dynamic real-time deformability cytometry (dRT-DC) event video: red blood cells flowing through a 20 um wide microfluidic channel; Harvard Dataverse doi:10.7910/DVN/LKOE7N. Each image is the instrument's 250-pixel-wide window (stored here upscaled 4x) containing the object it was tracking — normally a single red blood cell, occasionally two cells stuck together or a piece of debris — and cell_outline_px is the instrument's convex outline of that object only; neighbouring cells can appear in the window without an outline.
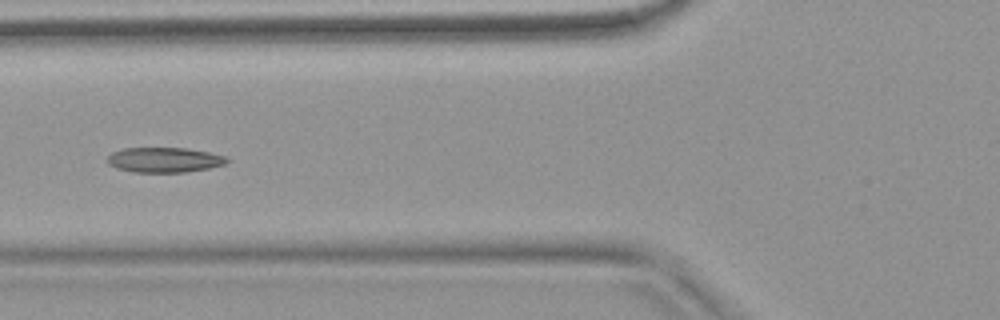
{"species": "common noctule bat (a hibernating species)", "species_latin": "Nyctalus noctula", "temperature_condition": "warm", "stored_images_in_passage": 53, "camera_frame_rate_fps": 3000, "um_per_image_px": 0.085, "animal": {"sex": "female", "body_mass_g": 18.4}, "frame": {"image": 1, "passage_image": 20, "time_ms": 6.333, "image_size_px": [1000, 320], "cell_outline_px": [[228, 160], [224, 164], [208, 168], [184, 172], [132, 172], [116, 168], [108, 164], [108, 156], [112, 152], [124, 148], [184, 148], [208, 152], [224, 156]], "centroid_in_image_um": [13.91, 13.59], "position_along_channel_um": 111.9, "area_um2": 17.22}}
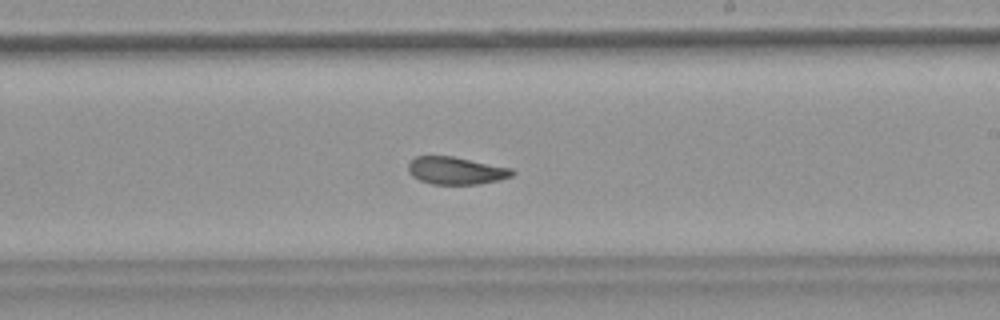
{"frame": {"image": 2, "passage_image": 31, "time_ms": 10.0, "image_size_px": [1000, 320], "cell_outline_px": [[516, 172], [512, 176], [500, 180], [480, 184], [432, 184], [420, 180], [412, 176], [408, 172], [408, 164], [416, 156], [452, 156], [512, 168]], "centroid_in_image_um": [38.78, 14.51], "position_along_channel_um": 250.2, "area_um2": 16.7}}
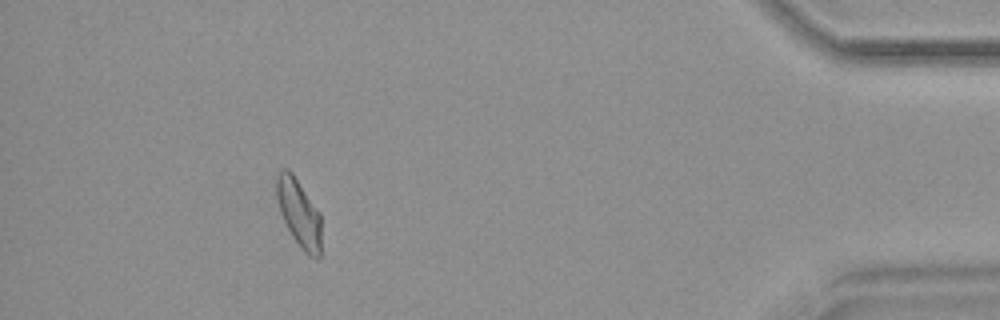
{"frame": {"image": 3, "passage_image": 48, "time_ms": 15.667, "image_size_px": [1000, 320], "cell_outline_px": [[320, 256], [316, 260], [308, 256], [300, 248], [292, 236], [280, 212], [276, 196], [276, 176], [284, 168], [288, 168], [292, 172], [320, 212]], "centroid_in_image_um": [25.41, 18.12], "position_along_channel_um": 409.8, "area_um2": 17.69}, "authors_computed_cell_mechanics": {"area_um2": 17.6868, "velocity_mm_per_s": 3.7887, "shape_relaxation_time_tau1_ms": null, "shape_relaxation_time_tau2_ms": 3.2777, "deformation_change_tau1": null, "deformation_change_tau2": 0.0949}}